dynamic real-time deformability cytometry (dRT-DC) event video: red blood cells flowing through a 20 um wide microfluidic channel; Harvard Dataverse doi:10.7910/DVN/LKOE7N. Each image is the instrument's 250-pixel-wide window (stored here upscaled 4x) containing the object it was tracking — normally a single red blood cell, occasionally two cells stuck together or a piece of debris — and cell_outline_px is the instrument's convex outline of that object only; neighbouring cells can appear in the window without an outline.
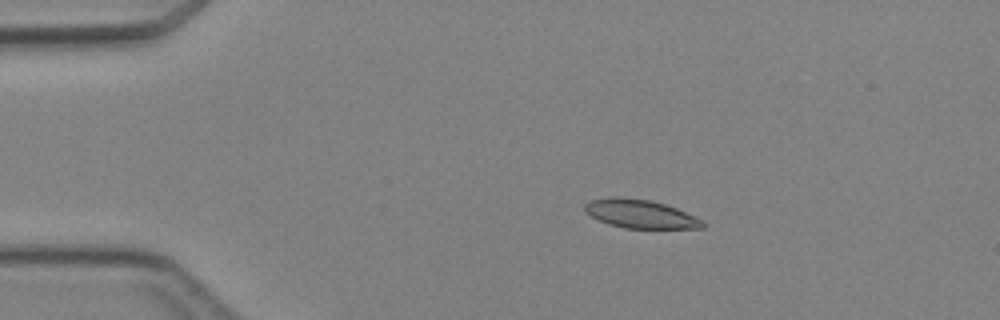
{"species": "Egyptian fruit bat (a non-hibernating species)", "species_latin": "Rousettus aegyptiacus", "temperature_condition": "cold", "stored_images_in_passage": 5, "camera_frame_rate_fps": 3000, "um_per_image_px": 0.085, "animal": {"sex": "female"}, "frame": {"image": 1, "passage_image": 3, "time_ms": 2.333, "image_size_px": [1000, 320], "cell_outline_px": [[708, 224], [704, 228], [624, 228], [608, 224], [584, 212], [584, 204], [592, 200], [612, 196], [620, 196], [648, 200], [664, 204], [676, 208], [704, 220]], "centroid_in_image_um": [54.44, 18.18], "position_along_channel_um": 30.6, "area_um2": 19.65}}
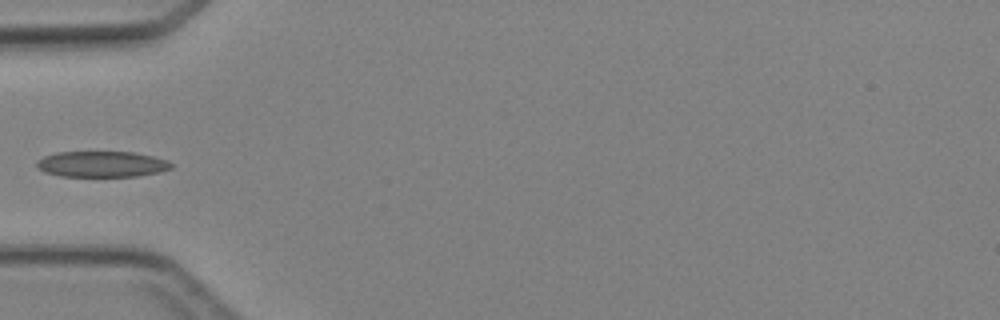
{"frame": {"image": 2, "passage_image": 5, "time_ms": 4.667, "image_size_px": [1000, 320], "cell_outline_px": [[172, 168], [160, 172], [136, 176], [60, 176], [44, 172], [36, 168], [36, 160], [44, 156], [56, 152], [132, 152], [152, 156], [168, 160], [172, 164]], "centroid_in_image_um": [8.62, 13.95], "position_along_channel_um": 76.4, "area_um2": 20.35}}